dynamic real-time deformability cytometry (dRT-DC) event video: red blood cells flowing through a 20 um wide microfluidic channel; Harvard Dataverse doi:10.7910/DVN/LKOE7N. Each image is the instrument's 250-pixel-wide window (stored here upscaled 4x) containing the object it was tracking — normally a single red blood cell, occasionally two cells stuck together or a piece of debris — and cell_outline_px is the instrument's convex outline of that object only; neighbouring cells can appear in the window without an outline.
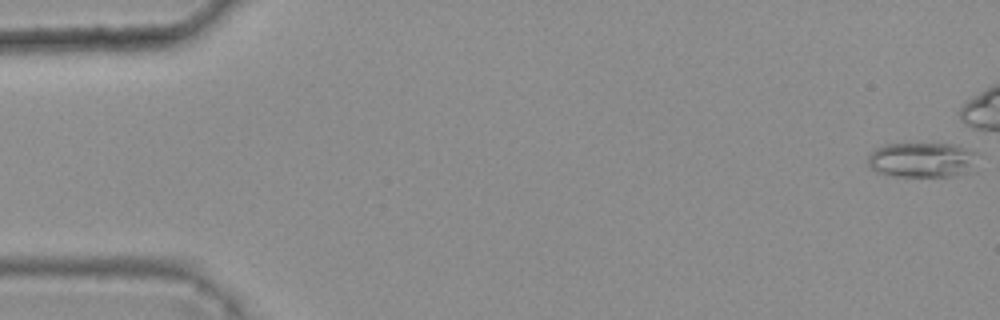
{"species": "common noctule bat (a hibernating species)", "species_latin": "Nyctalus noctula", "temperature_condition": "warm", "stored_images_in_passage": 48, "camera_frame_rate_fps": 3000, "um_per_image_px": 0.085, "animal": {"sex": "female", "body_mass_g": 25.1}, "frame": {"image": 1, "passage_image": 1, "time_ms": 0.0, "image_size_px": [1000, 320], "cell_outline_px": [[976, 152], [968, 172], [952, 176], [892, 176], [876, 172], [868, 164], [868, 156], [876, 148], [888, 144], [952, 144]], "centroid_in_image_um": [78.3, 13.59], "position_along_channel_um": 6.7, "area_um2": 21.91}}
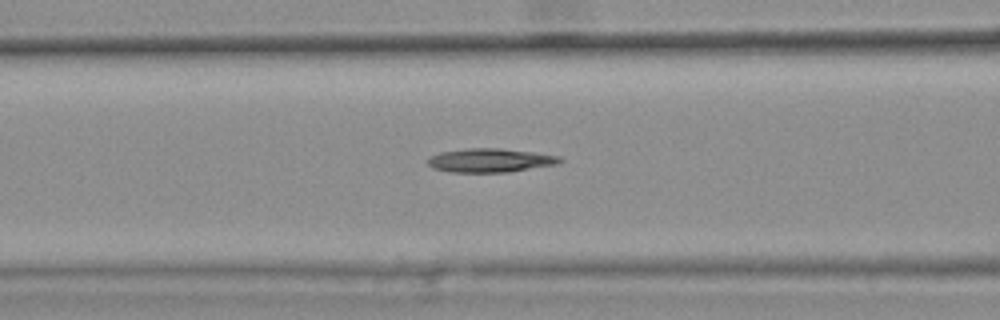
{"frame": {"image": 2, "passage_image": 22, "time_ms": 7.0, "image_size_px": [1000, 320], "cell_outline_px": [[564, 160], [560, 164], [508, 172], [452, 172], [432, 168], [428, 164], [428, 160], [432, 156], [440, 152], [468, 148], [500, 148], [532, 152], [560, 156]], "centroid_in_image_um": [41.72, 13.63], "position_along_channel_um": 124.9, "area_um2": 18.32}}
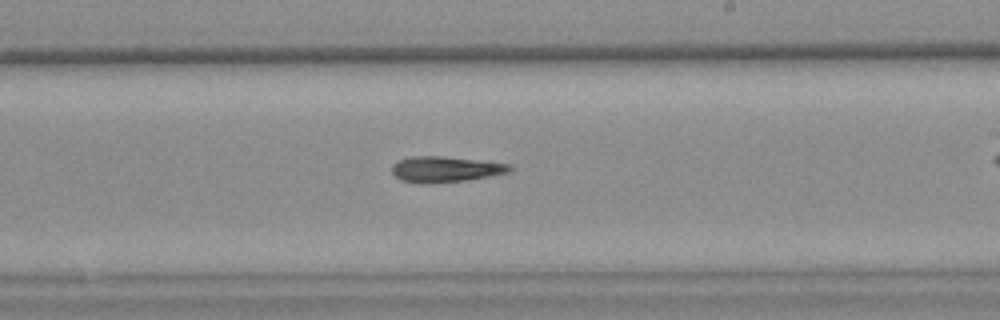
{"frame": {"image": 3, "passage_image": 32, "time_ms": 10.333, "image_size_px": [1000, 320], "cell_outline_px": [[512, 168], [508, 172], [468, 180], [428, 184], [424, 184], [400, 180], [392, 172], [392, 164], [400, 160], [412, 156], [444, 156], [512, 164]], "centroid_in_image_um": [37.84, 14.39], "position_along_channel_um": 251.2, "area_um2": 17.69}}